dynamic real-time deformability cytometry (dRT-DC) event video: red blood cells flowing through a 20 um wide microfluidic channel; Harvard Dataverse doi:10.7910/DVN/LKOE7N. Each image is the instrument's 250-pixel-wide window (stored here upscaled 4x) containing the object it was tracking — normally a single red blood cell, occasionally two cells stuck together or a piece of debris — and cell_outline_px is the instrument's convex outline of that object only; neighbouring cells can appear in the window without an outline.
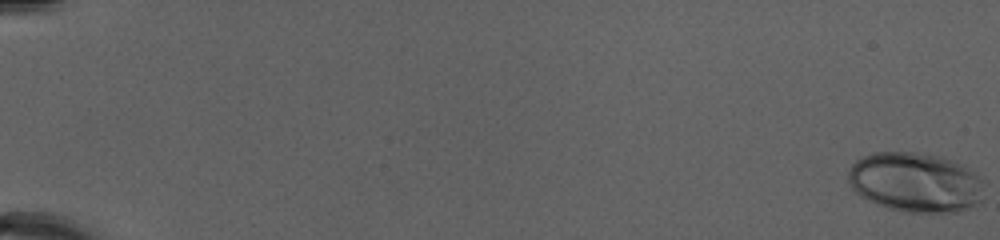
{"species": "human", "species_latin": "Homo sapiens", "temperature_condition": "cold", "stored_images_in_passage": 54, "camera_frame_rate_fps": 3000, "um_per_image_px": 0.085, "donor": {"sex": "female"}, "frame": {"image": 1, "passage_image": 1, "time_ms": 0.0, "image_size_px": [1000, 240], "cell_outline_px": [[984, 200], [960, 212], [904, 212], [888, 208], [876, 204], [860, 196], [852, 188], [848, 180], [848, 172], [852, 164], [856, 160], [872, 152], [912, 152], [940, 156], [964, 164], [984, 180]], "centroid_in_image_um": [77.85, 15.5], "position_along_channel_um": 7.1, "area_um2": 47.92}}
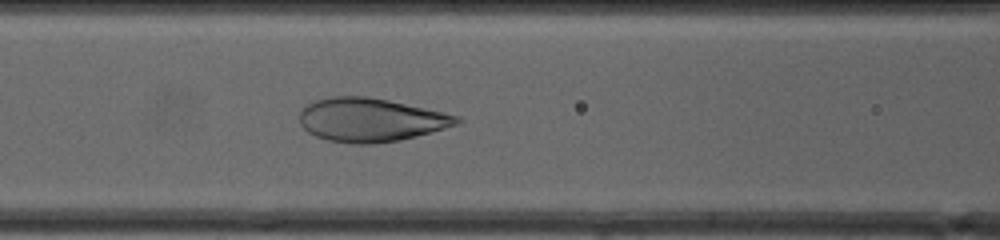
{"frame": {"image": 2, "passage_image": 26, "time_ms": 8.333, "image_size_px": [1000, 240], "cell_outline_px": [[464, 120], [456, 124], [432, 132], [400, 140], [372, 144], [352, 144], [328, 140], [316, 136], [308, 132], [300, 124], [300, 112], [308, 104], [316, 100], [332, 96], [368, 96], [388, 100], [460, 116]], "centroid_in_image_um": [31.5, 10.19], "position_along_channel_um": 135.1, "area_um2": 39.77}}
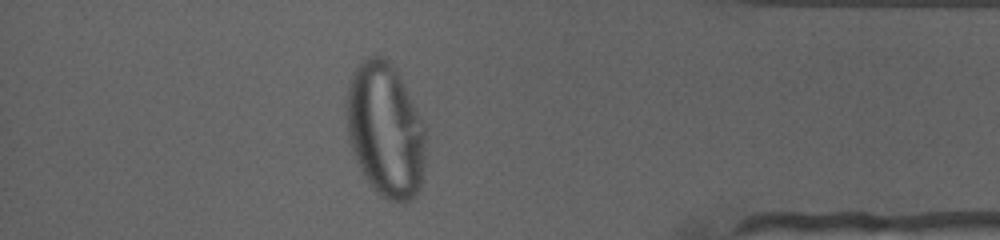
{"frame": {"image": 3, "passage_image": 48, "time_ms": 15.667, "image_size_px": [1000, 240], "cell_outline_px": [[424, 164], [420, 188], [416, 196], [412, 200], [404, 204], [400, 204], [388, 200], [380, 196], [364, 180], [352, 152], [348, 140], [344, 108], [348, 80], [356, 64], [368, 56], [380, 56], [388, 60], [396, 68], [404, 84], [424, 128]], "centroid_in_image_um": [32.69, 11.08], "position_along_channel_um": 402.5, "area_um2": 63.12}, "authors_computed_cell_mechanics": {"area_um2": 44.8528, "velocity_mm_per_s": 4.0082, "shape_relaxation_time_tau1_ms": 6.1295, "shape_relaxation_time_tau2_ms": null, "deformation_change_tau1": 0.2923, "deformation_change_tau2": null}}